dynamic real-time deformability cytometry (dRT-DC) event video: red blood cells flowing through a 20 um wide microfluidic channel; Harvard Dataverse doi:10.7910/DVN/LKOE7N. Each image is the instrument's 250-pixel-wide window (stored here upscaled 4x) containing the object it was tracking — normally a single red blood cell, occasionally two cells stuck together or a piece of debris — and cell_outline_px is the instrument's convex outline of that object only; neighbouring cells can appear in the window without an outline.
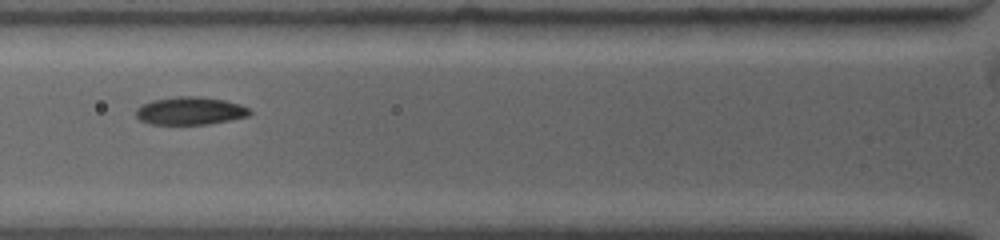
{"species": "common noctule bat (a hibernating species)", "species_latin": "Nyctalus noctula", "temperature_condition": "warm", "stored_images_in_passage": 5, "segment_of_instrument_passage": [1, 2], "camera_frame_rate_fps": 4500, "um_per_image_px": 0.085, "animal": {"sex": "female", "body_mass_g": 19.0, "forearm_length_mm": 53.3}, "frame": {"image": 1, "passage_image": 2, "time_ms": 0.889, "image_size_px": [1000, 240], "cell_outline_px": [[252, 112], [248, 116], [228, 120], [204, 124], [152, 124], [140, 120], [136, 116], [136, 108], [152, 100], [176, 96], [200, 96], [224, 100], [240, 104], [248, 108]], "centroid_in_image_um": [16.15, 9.41], "position_along_channel_um": 109.6, "area_um2": 18.32}}
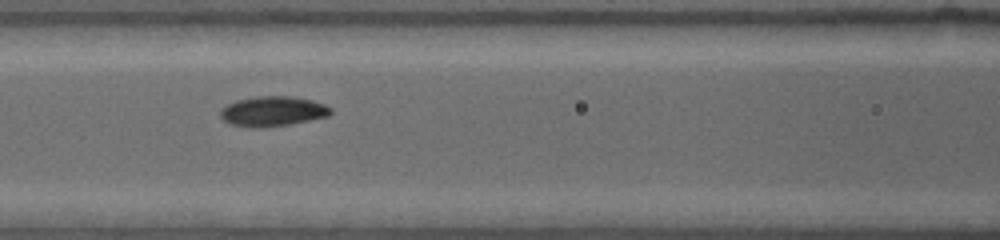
{"frame": {"image": 2, "passage_image": 3, "time_ms": 1.778, "image_size_px": [1000, 240], "cell_outline_px": [[332, 112], [328, 116], [288, 124], [232, 124], [224, 120], [220, 116], [220, 112], [228, 104], [236, 100], [256, 96], [292, 96], [312, 100], [324, 104], [332, 108]], "centroid_in_image_um": [23.25, 9.39], "position_along_channel_um": 143.3, "area_um2": 18.21}}
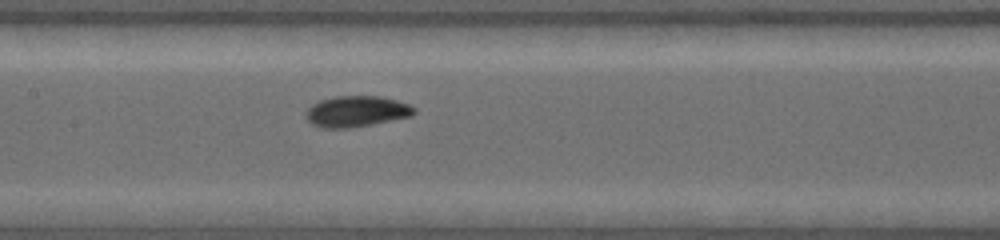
{"frame": {"image": 3, "passage_image": 4, "time_ms": 2.667, "image_size_px": [1000, 240], "cell_outline_px": [[416, 112], [408, 116], [348, 128], [320, 128], [312, 124], [308, 120], [308, 108], [312, 104], [320, 100], [336, 96], [380, 96], [396, 100], [408, 104], [416, 108]], "centroid_in_image_um": [30.28, 9.45], "position_along_channel_um": 177.1, "area_um2": 19.07}}